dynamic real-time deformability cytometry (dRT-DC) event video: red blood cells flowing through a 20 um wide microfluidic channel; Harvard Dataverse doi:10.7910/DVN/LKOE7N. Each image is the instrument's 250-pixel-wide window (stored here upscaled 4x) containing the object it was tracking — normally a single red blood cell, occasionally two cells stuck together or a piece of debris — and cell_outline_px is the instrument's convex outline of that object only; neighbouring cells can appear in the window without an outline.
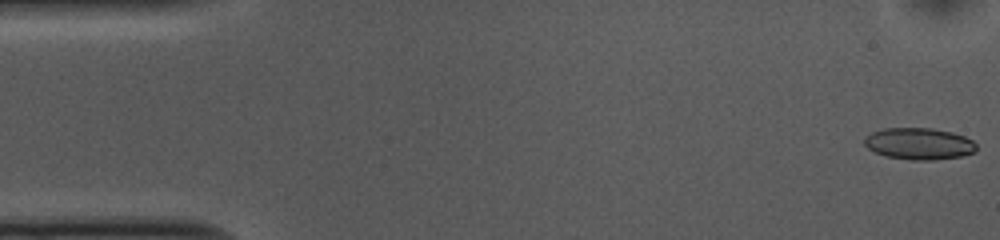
{"species": "common noctule bat (a hibernating species)", "species_latin": "Nyctalus noctula", "temperature_condition": "cold", "stored_images_in_passage": 53, "camera_frame_rate_fps": 3000, "um_per_image_px": 0.085, "animal": {"sex": "female", "body_mass_g": 10.0, "forearm_length_mm": 53.1}, "frame": {"image": 1, "passage_image": 1, "time_ms": 0.0, "image_size_px": [1000, 240], "cell_outline_px": [[976, 152], [960, 156], [932, 160], [912, 160], [888, 156], [876, 152], [868, 148], [864, 144], [864, 136], [872, 132], [884, 128], [932, 128], [952, 132], [964, 136], [972, 140], [976, 144]], "centroid_in_image_um": [78.12, 12.2], "position_along_channel_um": 6.9, "area_um2": 20.63}}
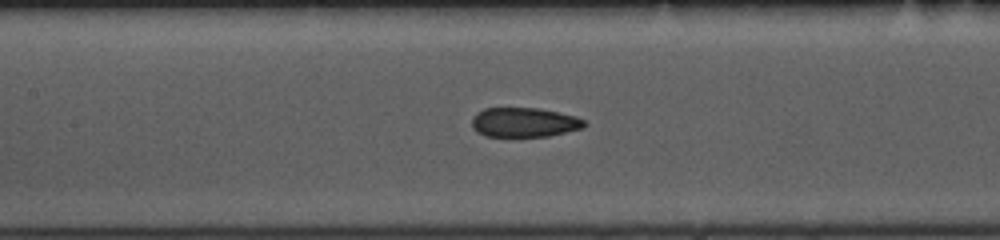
{"frame": {"image": 2, "passage_image": 23, "time_ms": 7.333, "image_size_px": [1000, 240], "cell_outline_px": [[588, 124], [584, 128], [548, 136], [488, 136], [476, 132], [472, 128], [472, 116], [476, 112], [484, 108], [536, 108], [576, 116], [584, 120]], "centroid_in_image_um": [44.54, 10.4], "position_along_channel_um": 162.9, "area_um2": 19.36}}
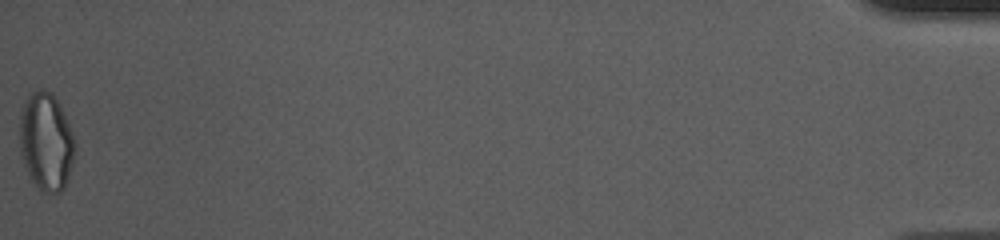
{"frame": {"image": 3, "passage_image": 53, "time_ms": 17.333, "image_size_px": [1000, 240], "cell_outline_px": [[76, 144], [72, 164], [64, 188], [60, 192], [44, 192], [32, 180], [20, 156], [20, 112], [24, 100], [28, 92], [44, 88], [52, 92], [60, 104], [72, 132]], "centroid_in_image_um": [3.91, 11.97], "position_along_channel_um": 431.3, "area_um2": 31.67}, "authors_computed_cell_mechanics": {"area_um2": 20.7502, "velocity_mm_per_s": 3.7308, "shape_relaxation_time_tau1_ms": 9.0797, "shape_relaxation_time_tau2_ms": 2.4943, "deformation_change_tau1": 0.1805, "deformation_change_tau2": 0.0792}}